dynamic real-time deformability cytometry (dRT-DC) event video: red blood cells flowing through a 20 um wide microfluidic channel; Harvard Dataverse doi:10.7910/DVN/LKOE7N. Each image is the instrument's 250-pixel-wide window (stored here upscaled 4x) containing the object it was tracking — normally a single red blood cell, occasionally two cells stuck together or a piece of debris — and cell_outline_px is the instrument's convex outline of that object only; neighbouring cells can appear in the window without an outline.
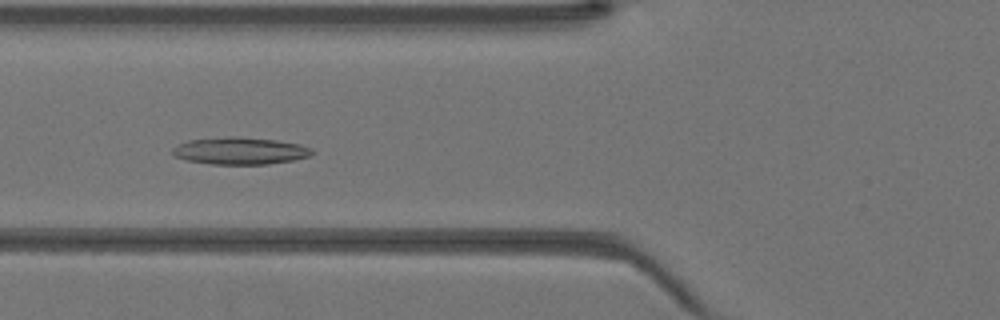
{"species": "Egyptian fruit bat (a non-hibernating species)", "species_latin": "Rousettus aegyptiacus", "temperature_condition": "warm", "stored_images_in_passage": 37, "camera_frame_rate_fps": 3000, "um_per_image_px": 0.085, "animal": {"sex": "female"}, "frame": {"image": 1, "passage_image": 10, "time_ms": 3.0, "image_size_px": [1000, 320], "cell_outline_px": [[312, 152], [308, 156], [292, 160], [268, 164], [212, 164], [188, 160], [172, 156], [172, 148], [188, 140], [228, 136], [240, 136], [276, 140], [300, 144], [312, 148]], "centroid_in_image_um": [20.38, 12.81], "position_along_channel_um": 105.4, "area_um2": 22.02}}
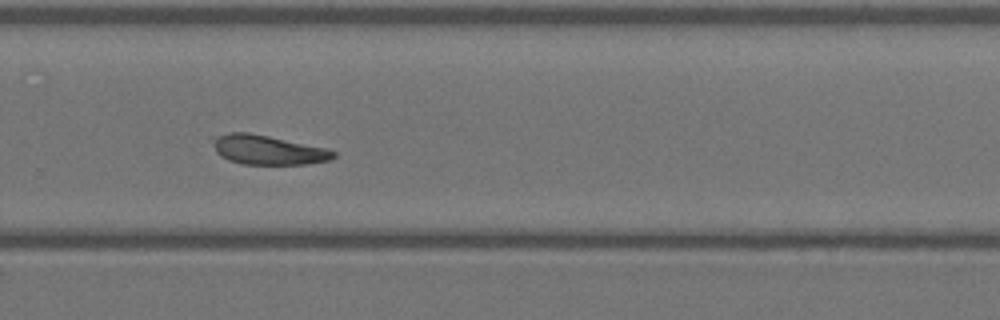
{"frame": {"image": 2, "passage_image": 23, "time_ms": 7.333, "image_size_px": [1000, 320], "cell_outline_px": [[336, 156], [332, 160], [304, 164], [244, 164], [228, 160], [220, 156], [216, 152], [216, 136], [228, 132], [248, 132], [328, 148], [336, 152]], "centroid_in_image_um": [22.84, 12.75], "position_along_channel_um": 307.0, "area_um2": 20.46}}
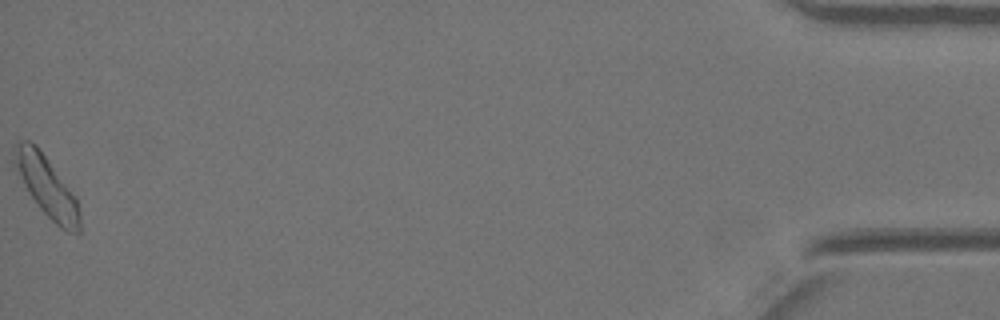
{"frame": {"image": 3, "passage_image": 37, "time_ms": 12.0, "image_size_px": [1000, 320], "cell_outline_px": [[80, 232], [68, 232], [60, 228], [40, 208], [28, 192], [12, 164], [12, 148], [16, 140], [28, 140], [36, 144], [76, 196], [80, 212]], "centroid_in_image_um": [3.93, 15.79], "position_along_channel_um": 431.3, "area_um2": 23.29}}